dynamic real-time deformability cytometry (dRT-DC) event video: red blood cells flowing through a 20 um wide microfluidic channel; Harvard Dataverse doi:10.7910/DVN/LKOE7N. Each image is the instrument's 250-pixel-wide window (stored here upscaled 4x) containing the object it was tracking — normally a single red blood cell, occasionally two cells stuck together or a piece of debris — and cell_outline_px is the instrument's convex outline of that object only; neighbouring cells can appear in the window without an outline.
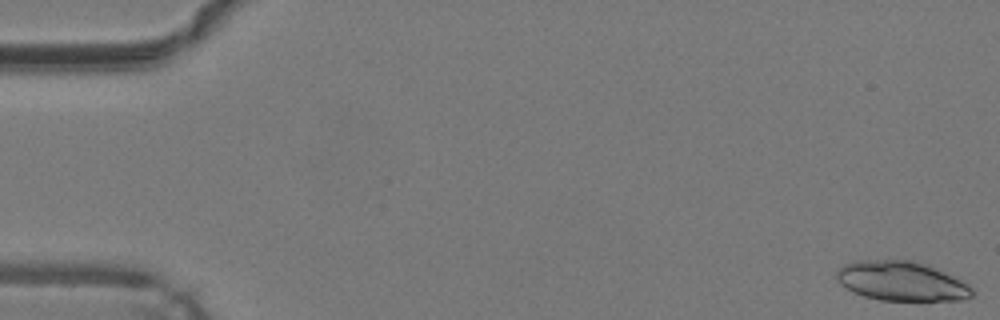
{"species": "common noctule bat (a hibernating species)", "species_latin": "Nyctalus noctula", "temperature_condition": "warm", "stored_images_in_passage": 48, "segment_of_instrument_passage": [1, 2], "camera_frame_rate_fps": 3000, "um_per_image_px": 0.085, "animal": {"sex": "male", "body_mass_g": 19.2, "forearm_length_mm": 51.8}, "frame": {"image": 1, "passage_image": 1, "time_ms": 0.0, "image_size_px": [1000, 320], "cell_outline_px": [[972, 296], [964, 300], [880, 300], [864, 296], [852, 292], [840, 284], [836, 280], [836, 272], [844, 264], [856, 260], [916, 260], [928, 264], [968, 284], [972, 288]], "centroid_in_image_um": [76.59, 23.89], "position_along_channel_um": 8.4, "area_um2": 31.27}}